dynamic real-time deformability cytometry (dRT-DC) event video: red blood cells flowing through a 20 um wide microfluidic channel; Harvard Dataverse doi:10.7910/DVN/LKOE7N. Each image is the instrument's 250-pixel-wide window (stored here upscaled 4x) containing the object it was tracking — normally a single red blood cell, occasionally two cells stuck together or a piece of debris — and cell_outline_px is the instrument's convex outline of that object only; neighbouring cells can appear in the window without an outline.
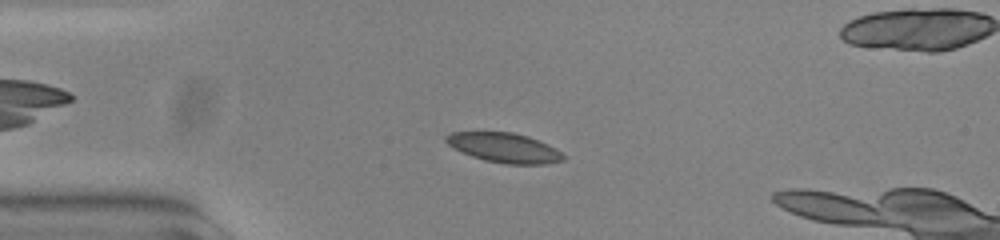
{"species": "common noctule bat (a hibernating species)", "species_latin": "Nyctalus noctula", "temperature_condition": "warm", "stored_images_in_passage": 48, "camera_frame_rate_fps": 3000, "um_per_image_px": 0.085, "animal": {"sex": "female", "body_mass_g": 23.0, "forearm_length_mm": 53.4}, "frame": {"image": 1, "passage_image": 6, "time_ms": 1.667, "image_size_px": [1000, 240], "cell_outline_px": [[564, 160], [544, 164], [508, 164], [484, 160], [472, 156], [448, 144], [444, 140], [444, 136], [452, 132], [512, 132], [528, 136], [560, 152], [564, 156]], "centroid_in_image_um": [42.82, 12.55], "position_along_channel_um": 42.2, "area_um2": 19.77}}
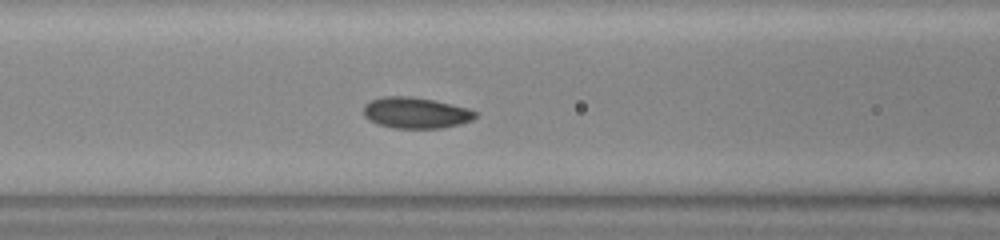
{"frame": {"image": 2, "passage_image": 15, "time_ms": 4.667, "image_size_px": [1000, 240], "cell_outline_px": [[476, 116], [472, 120], [460, 124], [440, 128], [392, 128], [380, 124], [364, 116], [364, 104], [372, 100], [384, 96], [408, 96], [432, 100], [468, 108], [476, 112]], "centroid_in_image_um": [35.34, 9.59], "position_along_channel_um": 131.3, "area_um2": 19.94}}
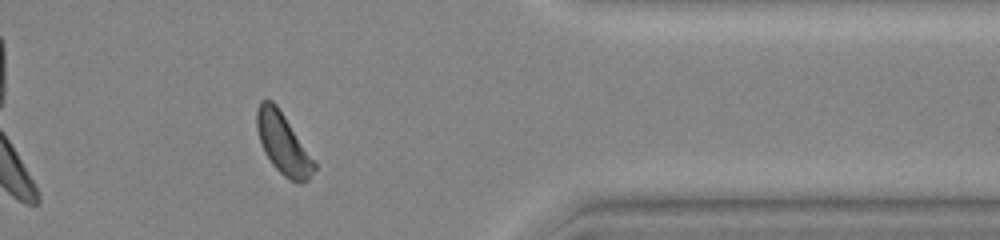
{"frame": {"image": 3, "passage_image": 37, "time_ms": 12.0, "image_size_px": [1000, 240], "cell_outline_px": [[316, 168], [308, 180], [300, 184], [284, 176], [272, 164], [264, 152], [256, 128], [256, 112], [260, 100], [272, 100], [276, 104], [316, 164]], "centroid_in_image_um": [24.04, 12.21], "position_along_channel_um": 387.4, "area_um2": 19.94}}